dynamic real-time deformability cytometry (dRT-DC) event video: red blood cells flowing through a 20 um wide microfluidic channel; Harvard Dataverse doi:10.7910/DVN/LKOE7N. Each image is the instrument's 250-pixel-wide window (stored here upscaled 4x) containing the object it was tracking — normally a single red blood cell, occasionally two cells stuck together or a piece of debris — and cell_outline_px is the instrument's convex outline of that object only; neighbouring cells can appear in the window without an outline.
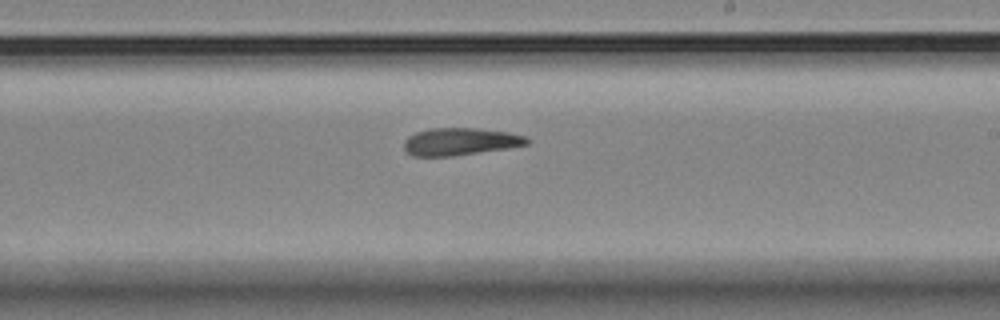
{"species": "Egyptian fruit bat (a non-hibernating species)", "species_latin": "Rousettus aegyptiacus", "temperature_condition": "room temperature", "stored_images_in_passage": 11, "segment_of_instrument_passage": [2, 2], "camera_frame_rate_fps": 3000, "um_per_image_px": 0.085, "animal": {"sex": "female"}, "frame": {"image": 1, "passage_image": 11, "time_ms": 15.667, "image_size_px": [1000, 320], "cell_outline_px": [[532, 140], [528, 144], [508, 148], [452, 156], [412, 156], [404, 148], [404, 140], [408, 136], [416, 132], [428, 128], [476, 128], [508, 132], [528, 136]], "centroid_in_image_um": [39.14, 12.03], "position_along_channel_um": 249.9, "area_um2": 19.77}}